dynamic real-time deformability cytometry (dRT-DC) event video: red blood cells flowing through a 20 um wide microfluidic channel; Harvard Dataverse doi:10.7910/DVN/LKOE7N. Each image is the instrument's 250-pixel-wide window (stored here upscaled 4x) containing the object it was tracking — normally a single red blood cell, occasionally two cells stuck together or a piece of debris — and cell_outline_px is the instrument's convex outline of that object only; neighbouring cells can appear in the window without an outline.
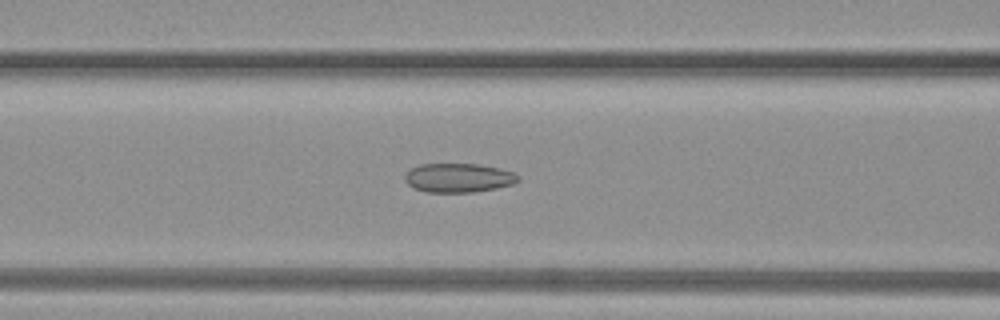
{"species": "common noctule bat (a hibernating species)", "species_latin": "Nyctalus noctula", "temperature_condition": "warm", "stored_images_in_passage": 38, "camera_frame_rate_fps": 3000, "um_per_image_px": 0.085, "animal": {"sex": "female", "body_mass_g": 19.3, "forearm_length_mm": 54.1}, "frame": {"image": 1, "passage_image": 12, "time_ms": 3.667, "image_size_px": [1000, 320], "cell_outline_px": [[520, 180], [512, 184], [496, 188], [472, 192], [424, 192], [412, 188], [404, 180], [404, 176], [412, 168], [420, 164], [480, 164], [500, 168], [512, 172], [520, 176]], "centroid_in_image_um": [38.96, 15.12], "position_along_channel_um": 127.6, "area_um2": 19.25}}
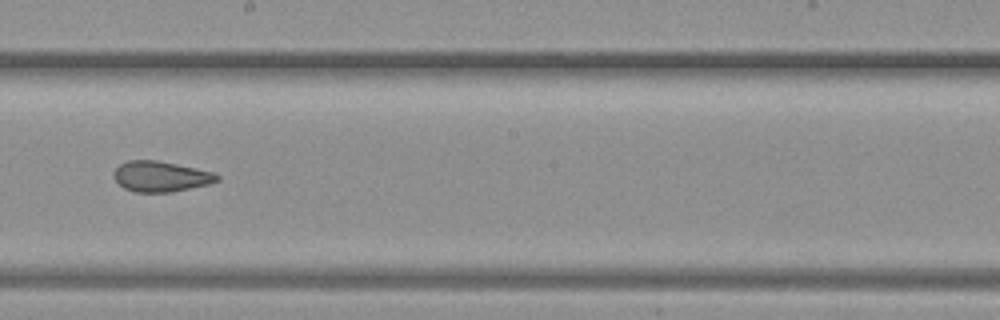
{"frame": {"image": 2, "passage_image": 19, "time_ms": 6.0, "image_size_px": [1000, 320], "cell_outline_px": [[220, 180], [208, 184], [172, 192], [136, 192], [124, 188], [112, 176], [112, 172], [120, 164], [128, 160], [156, 160], [196, 168], [212, 172], [220, 176]], "centroid_in_image_um": [13.65, 14.99], "position_along_channel_um": 234.6, "area_um2": 18.32}}
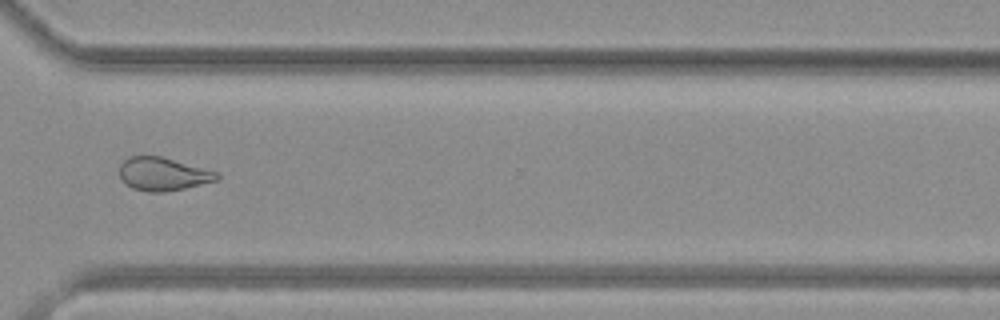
{"frame": {"image": 3, "passage_image": 27, "time_ms": 8.667, "image_size_px": [1000, 320], "cell_outline_px": [[220, 176], [216, 180], [168, 192], [148, 192], [132, 188], [120, 180], [120, 164], [128, 156], [160, 156], [216, 172]], "centroid_in_image_um": [13.78, 14.8], "position_along_channel_um": 356.8, "area_um2": 18.61}}